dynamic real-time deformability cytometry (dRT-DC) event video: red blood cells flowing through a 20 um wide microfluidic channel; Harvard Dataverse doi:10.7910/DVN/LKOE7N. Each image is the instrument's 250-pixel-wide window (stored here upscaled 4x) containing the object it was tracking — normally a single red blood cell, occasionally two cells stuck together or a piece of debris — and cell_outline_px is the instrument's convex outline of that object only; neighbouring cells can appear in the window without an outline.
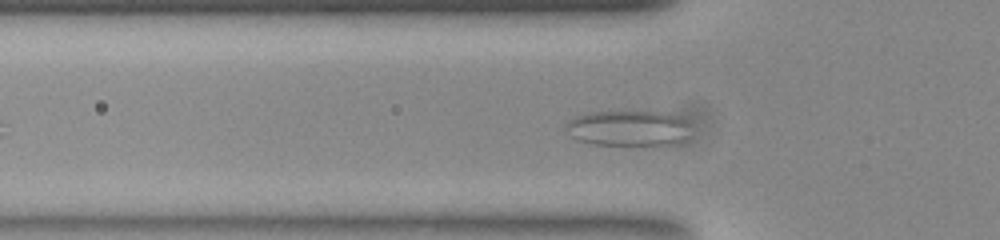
{"species": "common noctule bat (a hibernating species)", "species_latin": "Nyctalus noctula", "temperature_condition": "room temperature", "stored_images_in_passage": 30, "camera_frame_rate_fps": 3000, "um_per_image_px": 0.085, "animal": {"sex": "female", "body_mass_g": 23.0, "forearm_length_mm": 53.4}, "frame": {"image": 1, "passage_image": 4, "time_ms": 1.0, "image_size_px": [1000, 240], "cell_outline_px": [[688, 124], [676, 140], [672, 144], [596, 144], [580, 140], [572, 136], [568, 124], [576, 116], [592, 112], [624, 108], [668, 112], [684, 120]], "centroid_in_image_um": [53.34, 10.8], "position_along_channel_um": 72.5, "area_um2": 25.32}}
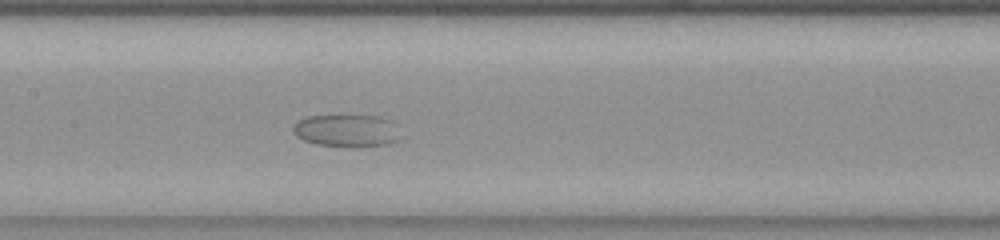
{"frame": {"image": 2, "passage_image": 13, "time_ms": 4.0, "image_size_px": [1000, 240], "cell_outline_px": [[396, 140], [384, 144], [352, 148], [316, 144], [304, 140], [296, 136], [292, 128], [300, 120], [308, 116], [380, 116], [388, 120]], "centroid_in_image_um": [29.33, 11.12], "position_along_channel_um": 178.1, "area_um2": 19.48}}
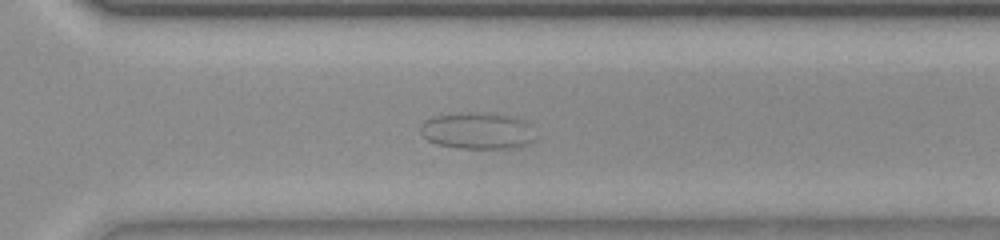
{"frame": {"image": 3, "passage_image": 26, "time_ms": 8.333, "image_size_px": [1000, 240], "cell_outline_px": [[528, 140], [524, 144], [512, 148], [460, 148], [440, 144], [428, 140], [420, 132], [420, 128], [432, 116], [460, 112], [488, 112], [512, 116], [524, 120], [528, 124]], "centroid_in_image_um": [40.48, 11.08], "position_along_channel_um": 330.1, "area_um2": 23.81}}